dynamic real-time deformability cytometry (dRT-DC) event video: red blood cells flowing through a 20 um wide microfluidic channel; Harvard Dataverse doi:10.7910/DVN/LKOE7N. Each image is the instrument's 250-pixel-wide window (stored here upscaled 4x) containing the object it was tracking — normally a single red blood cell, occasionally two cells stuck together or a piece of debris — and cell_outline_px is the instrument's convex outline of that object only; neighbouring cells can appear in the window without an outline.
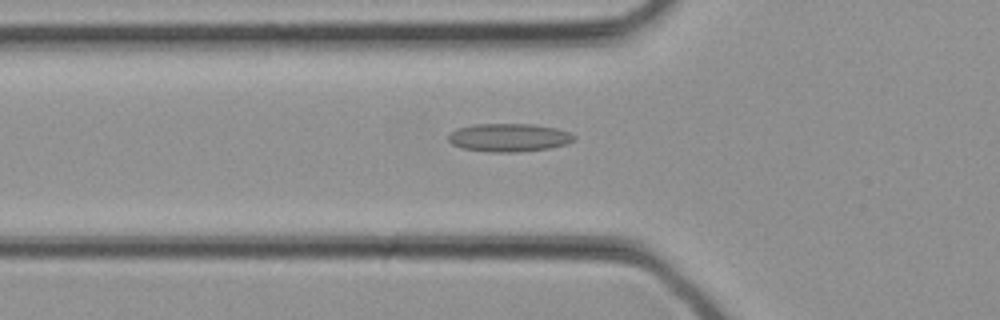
{"species": "common noctule bat (a hibernating species)", "species_latin": "Nyctalus noctula", "temperature_condition": "cold", "stored_images_in_passage": 32, "camera_frame_rate_fps": 3000, "um_per_image_px": 0.085, "animal": {"sex": "female", "body_mass_g": 21.9}, "frame": {"image": 1, "passage_image": 11, "time_ms": 3.333, "image_size_px": [1000, 320], "cell_outline_px": [[576, 140], [568, 144], [548, 148], [520, 152], [488, 152], [460, 148], [452, 144], [448, 140], [448, 136], [456, 128], [472, 124], [532, 124], [556, 128], [572, 132], [576, 136]], "centroid_in_image_um": [43.28, 11.69], "position_along_channel_um": 82.5, "area_um2": 20.98}}
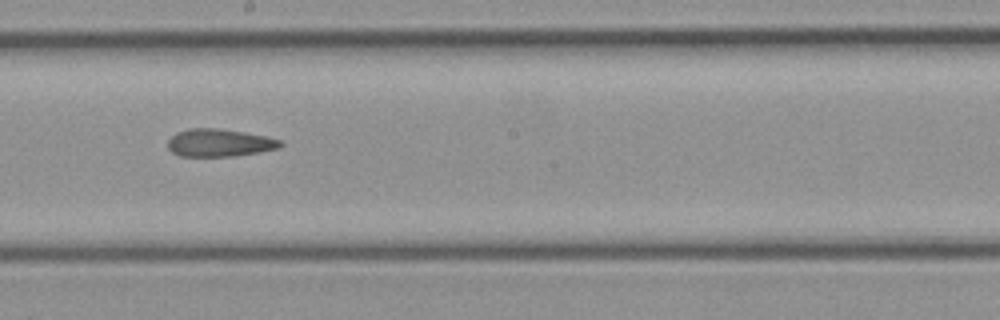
{"frame": {"image": 2, "passage_image": 18, "time_ms": 5.667, "image_size_px": [1000, 320], "cell_outline_px": [[284, 144], [280, 148], [260, 152], [236, 156], [180, 156], [172, 152], [168, 148], [168, 140], [176, 132], [188, 128], [216, 128], [244, 132], [264, 136], [280, 140]], "centroid_in_image_um": [18.65, 12.14], "position_along_channel_um": 229.6, "area_um2": 18.21}}
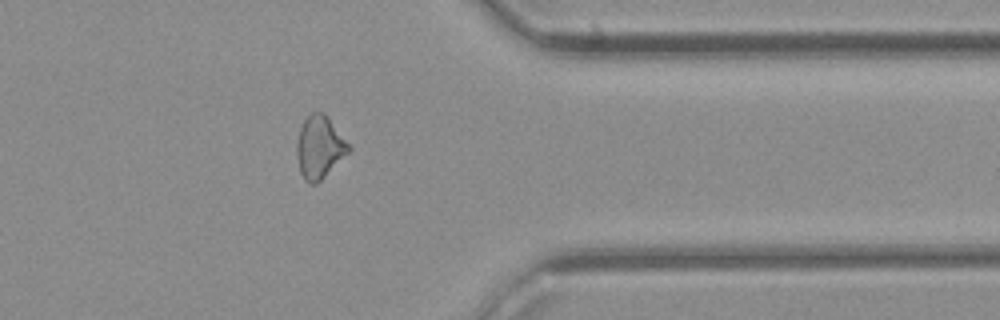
{"frame": {"image": 3, "passage_image": 26, "time_ms": 8.333, "image_size_px": [1000, 320], "cell_outline_px": [[352, 152], [316, 184], [308, 184], [304, 180], [300, 172], [296, 152], [296, 144], [300, 128], [304, 120], [312, 112], [324, 112], [352, 148]], "centroid_in_image_um": [27.18, 12.54], "position_along_channel_um": 384.2, "area_um2": 19.13}}